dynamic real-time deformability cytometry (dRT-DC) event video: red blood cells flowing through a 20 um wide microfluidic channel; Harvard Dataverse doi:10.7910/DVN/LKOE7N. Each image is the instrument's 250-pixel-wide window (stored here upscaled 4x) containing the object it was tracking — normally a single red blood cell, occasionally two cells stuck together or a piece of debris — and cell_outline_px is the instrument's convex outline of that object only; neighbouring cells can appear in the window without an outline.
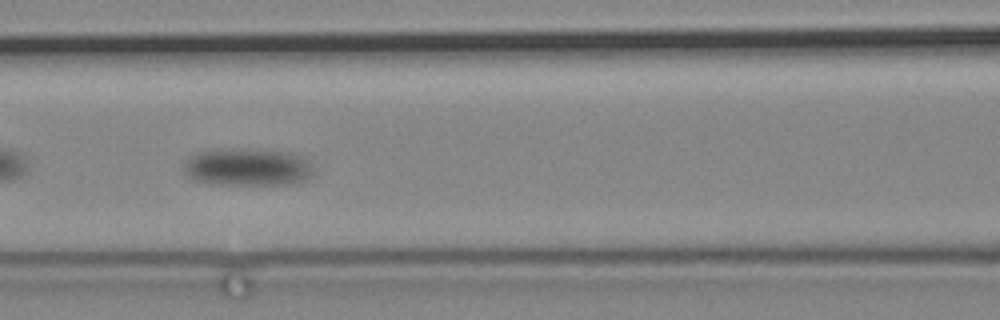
{"species": "common noctule bat (a hibernating species)", "species_latin": "Nyctalus noctula", "temperature_condition": "cold", "stored_images_in_passage": 56, "camera_frame_rate_fps": 3000, "um_per_image_px": 0.085, "animal": {"sex": "male", "body_mass_g": 19.2, "forearm_length_mm": 51.8}, "frame": {"image": 1, "passage_image": 14, "time_ms": 4.333, "image_size_px": [1000, 320], "cell_outline_px": [[312, 172], [304, 180], [292, 184], [212, 184], [196, 180], [188, 176], [184, 172], [188, 160], [192, 156], [200, 152], [240, 148], [264, 148], [300, 152], [308, 160], [312, 168]], "centroid_in_image_um": [21.15, 14.17], "position_along_channel_um": 145.5, "area_um2": 28.61}}
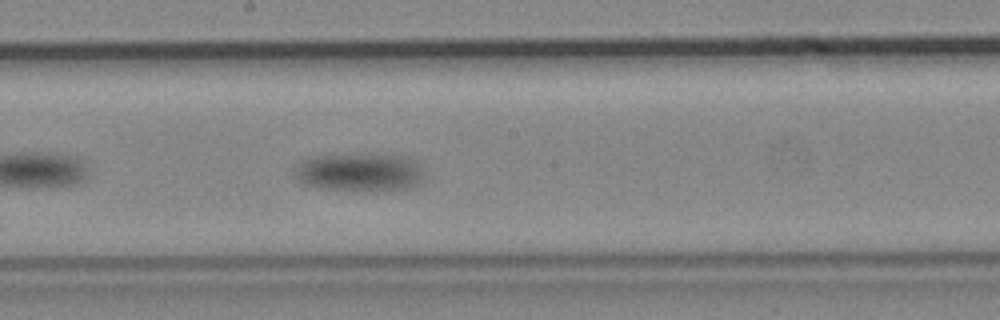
{"frame": {"image": 2, "passage_image": 23, "time_ms": 7.333, "image_size_px": [1000, 320], "cell_outline_px": [[420, 184], [408, 188], [372, 192], [352, 192], [316, 188], [304, 184], [296, 176], [296, 164], [300, 160], [316, 156], [380, 152], [404, 156], [412, 160], [420, 176]], "centroid_in_image_um": [30.48, 14.65], "position_along_channel_um": 217.7, "area_um2": 29.54}}
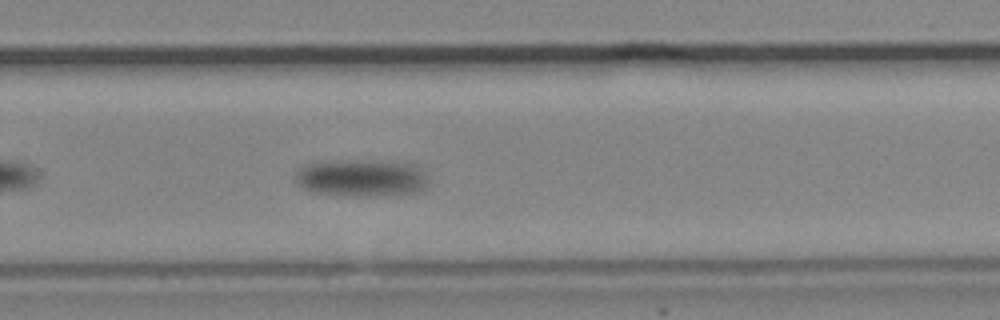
{"frame": {"image": 3, "passage_image": 33, "time_ms": 10.667, "image_size_px": [1000, 320], "cell_outline_px": [[424, 184], [416, 192], [376, 196], [356, 196], [312, 192], [296, 184], [296, 172], [304, 164], [316, 160], [376, 160], [416, 164], [424, 172]], "centroid_in_image_um": [30.62, 15.09], "position_along_channel_um": 299.2, "area_um2": 29.02}}